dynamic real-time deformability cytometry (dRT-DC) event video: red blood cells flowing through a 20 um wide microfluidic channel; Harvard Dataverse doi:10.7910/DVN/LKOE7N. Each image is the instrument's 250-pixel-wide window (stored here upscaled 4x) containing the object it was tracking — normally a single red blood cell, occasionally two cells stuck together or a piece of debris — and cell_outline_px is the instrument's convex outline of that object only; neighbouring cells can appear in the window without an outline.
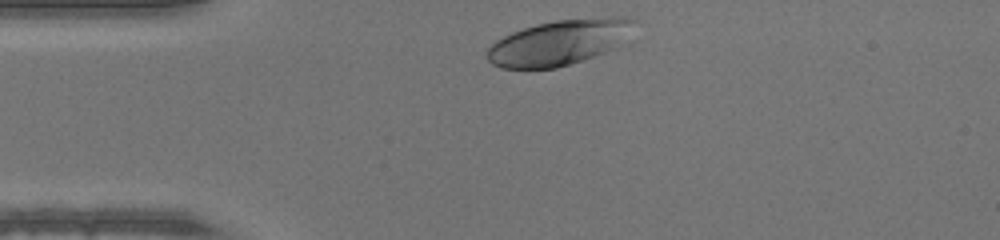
{"species": "human", "species_latin": "Homo sapiens", "temperature_condition": "warm", "stored_images_in_passage": 29, "camera_frame_rate_fps": 3000, "um_per_image_px": 0.085, "donor": {"sex": "male"}, "frame": {"image": 1, "passage_image": 1, "time_ms": 0.0, "image_size_px": [1000, 240], "cell_outline_px": [[636, 20], [616, 48], [556, 68], [500, 68], [492, 64], [484, 56], [488, 48], [496, 40], [512, 32], [536, 24], [556, 20], [608, 16], [624, 16]], "centroid_in_image_um": [47.47, 3.6], "position_along_channel_um": 37.5, "area_um2": 38.44}}
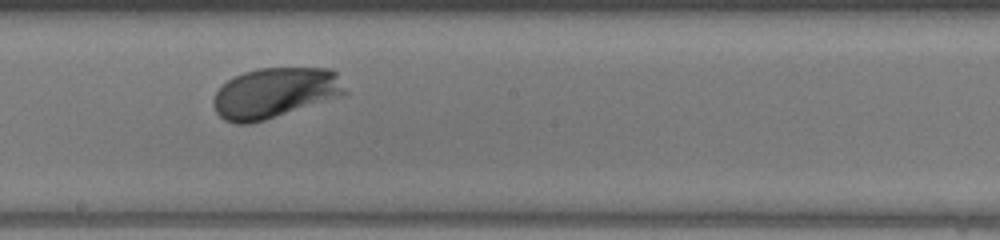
{"frame": {"image": 2, "passage_image": 17, "time_ms": 5.333, "image_size_px": [1000, 240], "cell_outline_px": [[348, 96], [264, 120], [248, 124], [236, 124], [224, 120], [216, 112], [212, 104], [212, 100], [216, 92], [228, 80], [244, 72], [260, 68], [332, 68], [336, 72], [348, 92]], "centroid_in_image_um": [23.44, 7.91], "position_along_channel_um": 224.8, "area_um2": 39.19}}
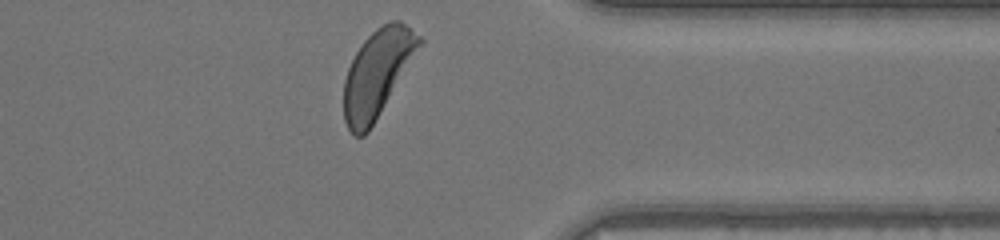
{"frame": {"image": 3, "passage_image": 29, "time_ms": 9.333, "image_size_px": [1000, 240], "cell_outline_px": [[424, 44], [368, 132], [364, 136], [356, 136], [348, 128], [344, 120], [344, 80], [348, 68], [356, 52], [364, 40], [376, 28], [392, 20], [400, 20], [420, 36], [424, 40]], "centroid_in_image_um": [32.1, 6.21], "position_along_channel_um": 379.3, "area_um2": 38.26}}